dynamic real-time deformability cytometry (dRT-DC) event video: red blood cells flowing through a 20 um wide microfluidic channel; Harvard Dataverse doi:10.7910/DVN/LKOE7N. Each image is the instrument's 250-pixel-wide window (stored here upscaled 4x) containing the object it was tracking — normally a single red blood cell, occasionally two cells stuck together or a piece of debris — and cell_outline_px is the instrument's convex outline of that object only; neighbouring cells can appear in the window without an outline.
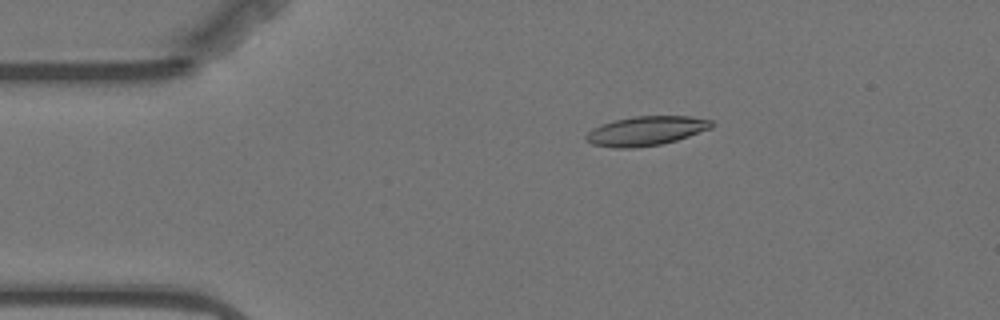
{"species": "Egyptian fruit bat (a non-hibernating species)", "species_latin": "Rousettus aegyptiacus", "temperature_condition": "warm", "stored_images_in_passage": 57, "camera_frame_rate_fps": 3000, "um_per_image_px": 0.085, "animal": {"sex": "female"}, "frame": {"image": 1, "passage_image": 10, "time_ms": 3.0, "image_size_px": [1000, 320], "cell_outline_px": [[716, 124], [712, 128], [676, 140], [660, 144], [632, 148], [616, 148], [592, 144], [584, 140], [584, 136], [592, 128], [616, 120], [636, 116], [688, 116], [712, 120]], "centroid_in_image_um": [54.92, 11.13], "position_along_channel_um": 30.1, "area_um2": 21.33}}
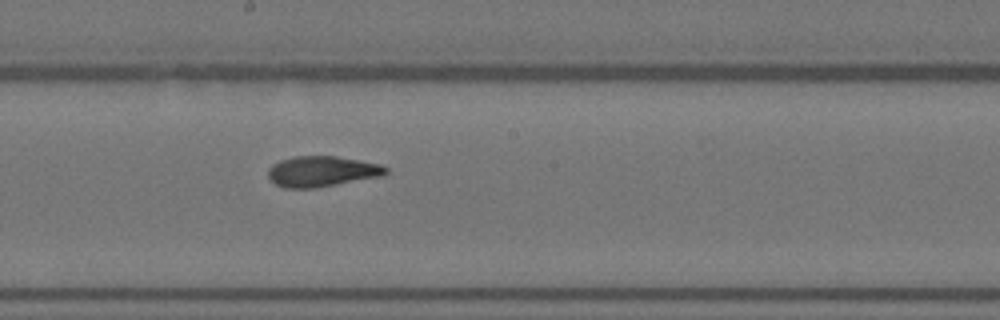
{"frame": {"image": 2, "passage_image": 30, "time_ms": 9.667, "image_size_px": [1000, 320], "cell_outline_px": [[388, 172], [384, 176], [316, 188], [284, 188], [276, 184], [268, 176], [268, 168], [272, 164], [280, 160], [296, 156], [336, 156], [380, 164], [388, 168]], "centroid_in_image_um": [27.38, 14.57], "position_along_channel_um": 220.8, "area_um2": 21.1}}
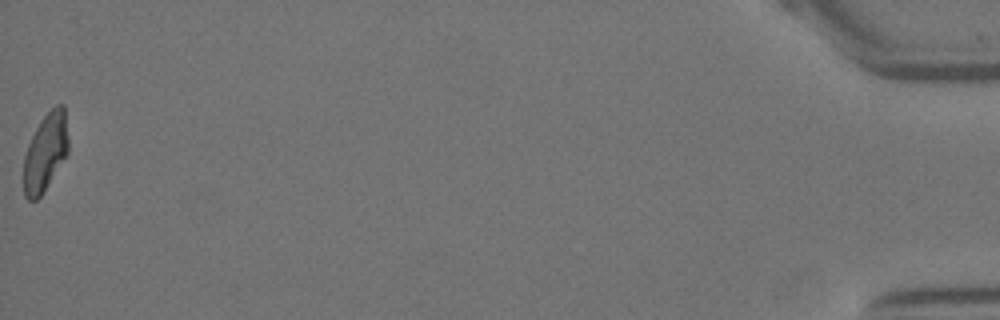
{"frame": {"image": 3, "passage_image": 57, "time_ms": 18.667, "image_size_px": [1000, 320], "cell_outline_px": [[68, 152], [44, 192], [36, 200], [28, 200], [24, 196], [24, 156], [28, 144], [40, 120], [56, 104], [64, 104], [68, 136]], "centroid_in_image_um": [3.86, 12.93], "position_along_channel_um": 431.3, "area_um2": 20.23}, "authors_computed_cell_mechanics": {"area_um2": 20.9814, "velocity_mm_per_s": 3.5058, "shape_relaxation_time_tau1_ms": 3.9337, "shape_relaxation_time_tau2_ms": 1.6625, "deformation_change_tau1": 0.173, "deformation_change_tau2": 0.0918}}